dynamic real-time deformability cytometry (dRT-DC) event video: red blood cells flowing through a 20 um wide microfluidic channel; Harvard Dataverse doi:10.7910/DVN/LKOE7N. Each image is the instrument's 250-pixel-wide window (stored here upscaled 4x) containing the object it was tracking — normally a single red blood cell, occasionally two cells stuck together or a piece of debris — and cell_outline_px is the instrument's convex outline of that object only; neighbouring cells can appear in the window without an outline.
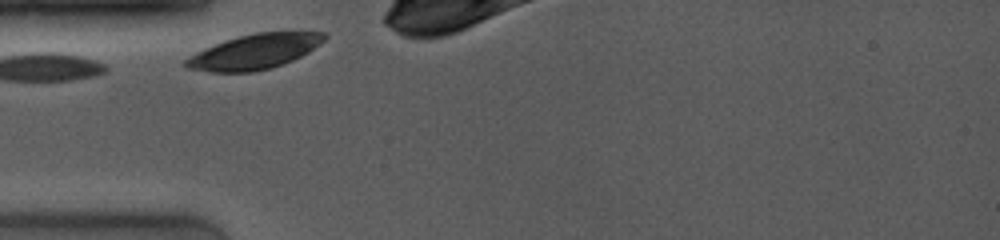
{"species": "common noctule bat (a hibernating species)", "species_latin": "Nyctalus noctula", "temperature_condition": "room temperature", "stored_images_in_passage": 9, "camera_frame_rate_fps": 4000, "um_per_image_px": 0.085, "animal": {"sex": "female", "body_mass_g": 19.0, "forearm_length_mm": 53.3}, "frame": {"image": 1, "passage_image": 1, "time_ms": 0.0, "image_size_px": [1000, 240], "cell_outline_px": [[328, 36], [320, 44], [308, 52], [292, 60], [268, 68], [252, 72], [212, 72], [188, 68], [184, 64], [184, 60], [188, 56], [204, 48], [240, 36], [256, 32], [324, 32]], "centroid_in_image_um": [21.62, 4.39], "position_along_channel_um": 63.4, "area_um2": 27.74}}